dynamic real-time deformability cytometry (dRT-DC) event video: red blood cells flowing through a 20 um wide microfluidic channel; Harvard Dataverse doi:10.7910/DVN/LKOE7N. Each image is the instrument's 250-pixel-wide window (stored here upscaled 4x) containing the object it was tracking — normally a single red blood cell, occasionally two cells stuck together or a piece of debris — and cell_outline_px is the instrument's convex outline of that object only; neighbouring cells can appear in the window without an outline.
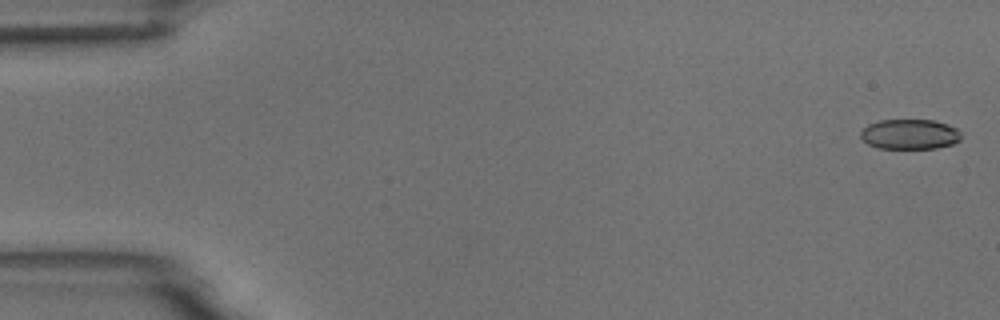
{"species": "common noctule bat (a hibernating species)", "species_latin": "Nyctalus noctula", "temperature_condition": "room temperature", "stored_images_in_passage": 6, "segment_of_instrument_passage": [1, 2], "camera_frame_rate_fps": 3000, "um_per_image_px": 0.085, "animal": {"sex": "male", "body_mass_g": 18.8}, "frame": {"image": 1, "passage_image": 1, "time_ms": 0.0, "image_size_px": [1000, 320], "cell_outline_px": [[960, 140], [952, 144], [936, 148], [880, 148], [868, 144], [860, 136], [860, 132], [868, 124], [880, 120], [932, 120], [948, 124], [956, 128], [960, 132]], "centroid_in_image_um": [77.33, 11.4], "position_along_channel_um": 7.7, "area_um2": 17.51}}
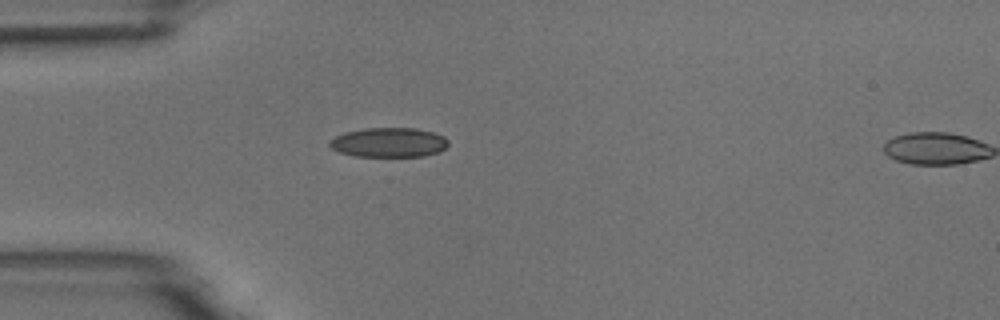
{"frame": {"image": 2, "passage_image": 5, "time_ms": 4.667, "image_size_px": [1000, 320], "cell_outline_px": [[448, 144], [440, 152], [424, 156], [356, 156], [340, 152], [332, 148], [328, 144], [336, 136], [344, 132], [364, 128], [416, 128], [436, 132], [444, 136], [448, 140]], "centroid_in_image_um": [33.09, 12.1], "position_along_channel_um": 51.9, "area_um2": 20.46}}